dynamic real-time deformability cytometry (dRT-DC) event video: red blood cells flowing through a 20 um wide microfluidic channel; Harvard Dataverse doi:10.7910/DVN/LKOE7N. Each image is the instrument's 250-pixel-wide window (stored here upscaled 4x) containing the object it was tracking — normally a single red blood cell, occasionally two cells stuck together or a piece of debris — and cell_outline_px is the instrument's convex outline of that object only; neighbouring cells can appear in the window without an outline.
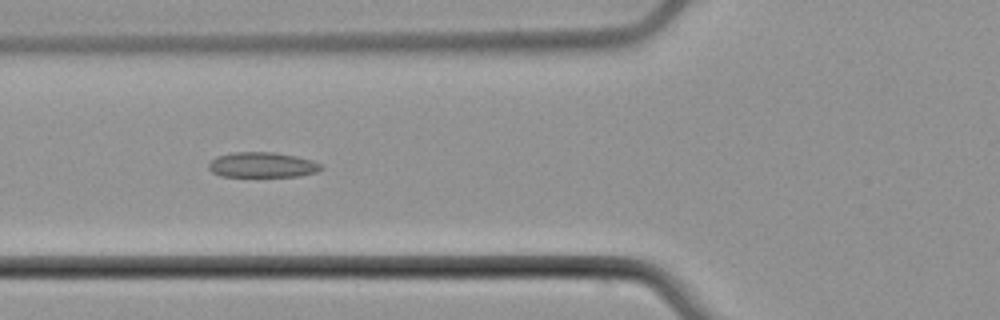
{"species": "common noctule bat (a hibernating species)", "species_latin": "Nyctalus noctula", "temperature_condition": "cold", "stored_images_in_passage": 7, "camera_frame_rate_fps": 3000, "um_per_image_px": 0.085, "animal": {"sex": "male", "body_mass_g": 21.5, "forearm_length_mm": 52.0}, "frame": {"image": 1, "passage_image": 6, "time_ms": 6.0, "image_size_px": [1000, 320], "cell_outline_px": [[324, 168], [316, 172], [300, 176], [220, 176], [212, 172], [208, 168], [208, 164], [216, 156], [236, 152], [272, 152], [296, 156], [312, 160], [320, 164]], "centroid_in_image_um": [22.29, 14.01], "position_along_channel_um": 103.5, "area_um2": 16.47}}
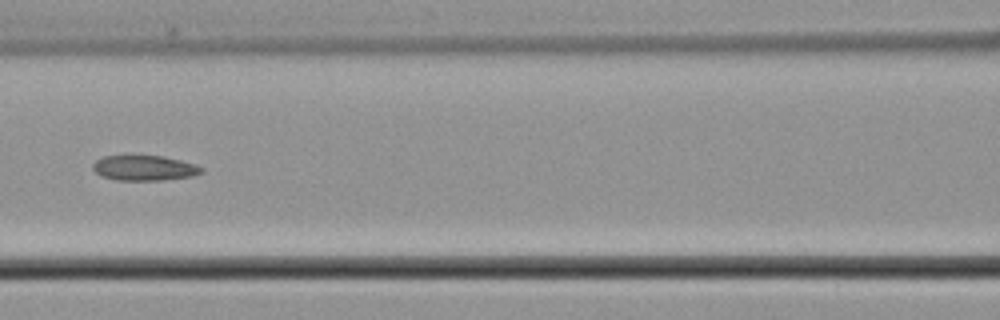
{"frame": {"image": 2, "passage_image": 7, "time_ms": 7.333, "image_size_px": [1000, 320], "cell_outline_px": [[204, 172], [192, 176], [160, 180], [116, 180], [100, 176], [92, 168], [92, 164], [96, 160], [104, 156], [124, 152], [132, 152], [164, 156], [196, 164], [204, 168]], "centroid_in_image_um": [12.21, 14.21], "position_along_channel_um": 154.4, "area_um2": 16.94}}